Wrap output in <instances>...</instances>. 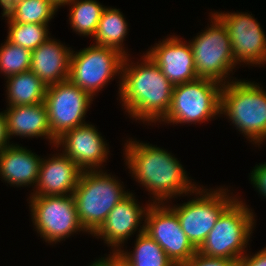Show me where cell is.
I'll return each instance as SVG.
<instances>
[{"label": "cell", "instance_id": "obj_1", "mask_svg": "<svg viewBox=\"0 0 266 266\" xmlns=\"http://www.w3.org/2000/svg\"><path fill=\"white\" fill-rule=\"evenodd\" d=\"M128 56L124 58L119 77L122 106L136 120L148 124L159 122L169 110L173 85L147 54L136 65L132 61L130 64Z\"/></svg>", "mask_w": 266, "mask_h": 266}, {"label": "cell", "instance_id": "obj_2", "mask_svg": "<svg viewBox=\"0 0 266 266\" xmlns=\"http://www.w3.org/2000/svg\"><path fill=\"white\" fill-rule=\"evenodd\" d=\"M124 145L125 163L136 181L153 195L152 203L192 195L197 188L178 159L165 149L132 139Z\"/></svg>", "mask_w": 266, "mask_h": 266}, {"label": "cell", "instance_id": "obj_3", "mask_svg": "<svg viewBox=\"0 0 266 266\" xmlns=\"http://www.w3.org/2000/svg\"><path fill=\"white\" fill-rule=\"evenodd\" d=\"M222 114L253 144L266 140V91L258 83L236 79L223 84Z\"/></svg>", "mask_w": 266, "mask_h": 266}, {"label": "cell", "instance_id": "obj_4", "mask_svg": "<svg viewBox=\"0 0 266 266\" xmlns=\"http://www.w3.org/2000/svg\"><path fill=\"white\" fill-rule=\"evenodd\" d=\"M114 176L99 170H85L73 192L80 224L93 235L109 212L130 192Z\"/></svg>", "mask_w": 266, "mask_h": 266}, {"label": "cell", "instance_id": "obj_5", "mask_svg": "<svg viewBox=\"0 0 266 266\" xmlns=\"http://www.w3.org/2000/svg\"><path fill=\"white\" fill-rule=\"evenodd\" d=\"M250 210L242 200L236 198L221 213L197 251L208 257L237 261L242 258L255 225V215Z\"/></svg>", "mask_w": 266, "mask_h": 266}, {"label": "cell", "instance_id": "obj_6", "mask_svg": "<svg viewBox=\"0 0 266 266\" xmlns=\"http://www.w3.org/2000/svg\"><path fill=\"white\" fill-rule=\"evenodd\" d=\"M221 89V83L206 78L173 86L169 110L159 122L196 124L220 115Z\"/></svg>", "mask_w": 266, "mask_h": 266}, {"label": "cell", "instance_id": "obj_7", "mask_svg": "<svg viewBox=\"0 0 266 266\" xmlns=\"http://www.w3.org/2000/svg\"><path fill=\"white\" fill-rule=\"evenodd\" d=\"M211 15V27L208 26L189 43L197 77L211 79L223 85L231 81L228 76L237 63L226 27L213 13Z\"/></svg>", "mask_w": 266, "mask_h": 266}, {"label": "cell", "instance_id": "obj_8", "mask_svg": "<svg viewBox=\"0 0 266 266\" xmlns=\"http://www.w3.org/2000/svg\"><path fill=\"white\" fill-rule=\"evenodd\" d=\"M198 187L193 193L199 197L170 207L177 214L182 230L196 249L204 242L221 213L237 198L230 196L227 188L210 191Z\"/></svg>", "mask_w": 266, "mask_h": 266}, {"label": "cell", "instance_id": "obj_9", "mask_svg": "<svg viewBox=\"0 0 266 266\" xmlns=\"http://www.w3.org/2000/svg\"><path fill=\"white\" fill-rule=\"evenodd\" d=\"M74 52L72 50L68 79L92 97L114 76L121 75L125 55L117 49L94 44Z\"/></svg>", "mask_w": 266, "mask_h": 266}, {"label": "cell", "instance_id": "obj_10", "mask_svg": "<svg viewBox=\"0 0 266 266\" xmlns=\"http://www.w3.org/2000/svg\"><path fill=\"white\" fill-rule=\"evenodd\" d=\"M31 219L37 233L48 243H57L83 231L73 195L30 196Z\"/></svg>", "mask_w": 266, "mask_h": 266}, {"label": "cell", "instance_id": "obj_11", "mask_svg": "<svg viewBox=\"0 0 266 266\" xmlns=\"http://www.w3.org/2000/svg\"><path fill=\"white\" fill-rule=\"evenodd\" d=\"M94 99L69 79L47 86L44 103L51 129V143L65 132L86 124L85 115ZM84 119V120H83Z\"/></svg>", "mask_w": 266, "mask_h": 266}, {"label": "cell", "instance_id": "obj_12", "mask_svg": "<svg viewBox=\"0 0 266 266\" xmlns=\"http://www.w3.org/2000/svg\"><path fill=\"white\" fill-rule=\"evenodd\" d=\"M150 203L143 222L144 232L157 242L175 266H181L197 252V249L185 235L170 204Z\"/></svg>", "mask_w": 266, "mask_h": 266}, {"label": "cell", "instance_id": "obj_13", "mask_svg": "<svg viewBox=\"0 0 266 266\" xmlns=\"http://www.w3.org/2000/svg\"><path fill=\"white\" fill-rule=\"evenodd\" d=\"M213 14L228 31L237 65L242 62L247 65L266 64V36L253 16L246 12Z\"/></svg>", "mask_w": 266, "mask_h": 266}, {"label": "cell", "instance_id": "obj_14", "mask_svg": "<svg viewBox=\"0 0 266 266\" xmlns=\"http://www.w3.org/2000/svg\"><path fill=\"white\" fill-rule=\"evenodd\" d=\"M63 148V153L83 171L99 170L106 162L109 147L92 124H84L65 132L54 147Z\"/></svg>", "mask_w": 266, "mask_h": 266}, {"label": "cell", "instance_id": "obj_15", "mask_svg": "<svg viewBox=\"0 0 266 266\" xmlns=\"http://www.w3.org/2000/svg\"><path fill=\"white\" fill-rule=\"evenodd\" d=\"M173 86L196 80L194 56L190 43L177 36L156 43L146 53Z\"/></svg>", "mask_w": 266, "mask_h": 266}, {"label": "cell", "instance_id": "obj_16", "mask_svg": "<svg viewBox=\"0 0 266 266\" xmlns=\"http://www.w3.org/2000/svg\"><path fill=\"white\" fill-rule=\"evenodd\" d=\"M134 194L129 193L107 215L105 222L94 233L97 238L103 239L108 246L113 248L115 254L122 248V244L137 231L145 218L147 207H140ZM119 247V248H118Z\"/></svg>", "mask_w": 266, "mask_h": 266}, {"label": "cell", "instance_id": "obj_17", "mask_svg": "<svg viewBox=\"0 0 266 266\" xmlns=\"http://www.w3.org/2000/svg\"><path fill=\"white\" fill-rule=\"evenodd\" d=\"M83 170L64 153L40 163L36 191L31 196L72 195Z\"/></svg>", "mask_w": 266, "mask_h": 266}, {"label": "cell", "instance_id": "obj_18", "mask_svg": "<svg viewBox=\"0 0 266 266\" xmlns=\"http://www.w3.org/2000/svg\"><path fill=\"white\" fill-rule=\"evenodd\" d=\"M72 49L50 37L32 51L30 70L50 86L69 78Z\"/></svg>", "mask_w": 266, "mask_h": 266}, {"label": "cell", "instance_id": "obj_19", "mask_svg": "<svg viewBox=\"0 0 266 266\" xmlns=\"http://www.w3.org/2000/svg\"><path fill=\"white\" fill-rule=\"evenodd\" d=\"M42 158L27 148L10 144L0 151V176L9 185L26 187L37 184Z\"/></svg>", "mask_w": 266, "mask_h": 266}, {"label": "cell", "instance_id": "obj_20", "mask_svg": "<svg viewBox=\"0 0 266 266\" xmlns=\"http://www.w3.org/2000/svg\"><path fill=\"white\" fill-rule=\"evenodd\" d=\"M8 135L20 137H45L51 143V129L45 103L23 106H9L4 110Z\"/></svg>", "mask_w": 266, "mask_h": 266}, {"label": "cell", "instance_id": "obj_21", "mask_svg": "<svg viewBox=\"0 0 266 266\" xmlns=\"http://www.w3.org/2000/svg\"><path fill=\"white\" fill-rule=\"evenodd\" d=\"M8 106L43 103L47 86L31 71L6 77Z\"/></svg>", "mask_w": 266, "mask_h": 266}, {"label": "cell", "instance_id": "obj_22", "mask_svg": "<svg viewBox=\"0 0 266 266\" xmlns=\"http://www.w3.org/2000/svg\"><path fill=\"white\" fill-rule=\"evenodd\" d=\"M140 226L133 252L118 250L115 255L127 266H175L165 251Z\"/></svg>", "mask_w": 266, "mask_h": 266}, {"label": "cell", "instance_id": "obj_23", "mask_svg": "<svg viewBox=\"0 0 266 266\" xmlns=\"http://www.w3.org/2000/svg\"><path fill=\"white\" fill-rule=\"evenodd\" d=\"M128 31V23L122 12L116 8H104L93 36L95 45L117 49L127 56L123 41Z\"/></svg>", "mask_w": 266, "mask_h": 266}, {"label": "cell", "instance_id": "obj_24", "mask_svg": "<svg viewBox=\"0 0 266 266\" xmlns=\"http://www.w3.org/2000/svg\"><path fill=\"white\" fill-rule=\"evenodd\" d=\"M66 5L71 6L69 22L72 29L78 35L93 37L105 6L96 0H71Z\"/></svg>", "mask_w": 266, "mask_h": 266}, {"label": "cell", "instance_id": "obj_25", "mask_svg": "<svg viewBox=\"0 0 266 266\" xmlns=\"http://www.w3.org/2000/svg\"><path fill=\"white\" fill-rule=\"evenodd\" d=\"M8 35L7 40L12 44L21 46L31 51L38 48L50 36H48V25L34 24V23H15L14 21H7Z\"/></svg>", "mask_w": 266, "mask_h": 266}, {"label": "cell", "instance_id": "obj_26", "mask_svg": "<svg viewBox=\"0 0 266 266\" xmlns=\"http://www.w3.org/2000/svg\"><path fill=\"white\" fill-rule=\"evenodd\" d=\"M57 11L58 7L51 0H23L10 21L47 25Z\"/></svg>", "mask_w": 266, "mask_h": 266}, {"label": "cell", "instance_id": "obj_27", "mask_svg": "<svg viewBox=\"0 0 266 266\" xmlns=\"http://www.w3.org/2000/svg\"><path fill=\"white\" fill-rule=\"evenodd\" d=\"M0 46V73L5 77L29 71L32 51L5 40Z\"/></svg>", "mask_w": 266, "mask_h": 266}, {"label": "cell", "instance_id": "obj_28", "mask_svg": "<svg viewBox=\"0 0 266 266\" xmlns=\"http://www.w3.org/2000/svg\"><path fill=\"white\" fill-rule=\"evenodd\" d=\"M237 260L226 258L208 257L198 251L181 266H237Z\"/></svg>", "mask_w": 266, "mask_h": 266}, {"label": "cell", "instance_id": "obj_29", "mask_svg": "<svg viewBox=\"0 0 266 266\" xmlns=\"http://www.w3.org/2000/svg\"><path fill=\"white\" fill-rule=\"evenodd\" d=\"M249 179L259 194L266 198V163L255 166Z\"/></svg>", "mask_w": 266, "mask_h": 266}, {"label": "cell", "instance_id": "obj_30", "mask_svg": "<svg viewBox=\"0 0 266 266\" xmlns=\"http://www.w3.org/2000/svg\"><path fill=\"white\" fill-rule=\"evenodd\" d=\"M237 266H266V247L253 256L245 254L238 260Z\"/></svg>", "mask_w": 266, "mask_h": 266}, {"label": "cell", "instance_id": "obj_31", "mask_svg": "<svg viewBox=\"0 0 266 266\" xmlns=\"http://www.w3.org/2000/svg\"><path fill=\"white\" fill-rule=\"evenodd\" d=\"M23 0H0V6L3 8V17H7V21H10L14 18L16 14V8L17 6L22 2Z\"/></svg>", "mask_w": 266, "mask_h": 266}, {"label": "cell", "instance_id": "obj_32", "mask_svg": "<svg viewBox=\"0 0 266 266\" xmlns=\"http://www.w3.org/2000/svg\"><path fill=\"white\" fill-rule=\"evenodd\" d=\"M9 140L6 117L4 112H0V151L10 145L9 143L11 142Z\"/></svg>", "mask_w": 266, "mask_h": 266}, {"label": "cell", "instance_id": "obj_33", "mask_svg": "<svg viewBox=\"0 0 266 266\" xmlns=\"http://www.w3.org/2000/svg\"><path fill=\"white\" fill-rule=\"evenodd\" d=\"M89 266H127L120 260L115 254H109L107 257H101L100 259L94 261Z\"/></svg>", "mask_w": 266, "mask_h": 266}, {"label": "cell", "instance_id": "obj_34", "mask_svg": "<svg viewBox=\"0 0 266 266\" xmlns=\"http://www.w3.org/2000/svg\"><path fill=\"white\" fill-rule=\"evenodd\" d=\"M58 8L66 5L71 0H51Z\"/></svg>", "mask_w": 266, "mask_h": 266}]
</instances>
